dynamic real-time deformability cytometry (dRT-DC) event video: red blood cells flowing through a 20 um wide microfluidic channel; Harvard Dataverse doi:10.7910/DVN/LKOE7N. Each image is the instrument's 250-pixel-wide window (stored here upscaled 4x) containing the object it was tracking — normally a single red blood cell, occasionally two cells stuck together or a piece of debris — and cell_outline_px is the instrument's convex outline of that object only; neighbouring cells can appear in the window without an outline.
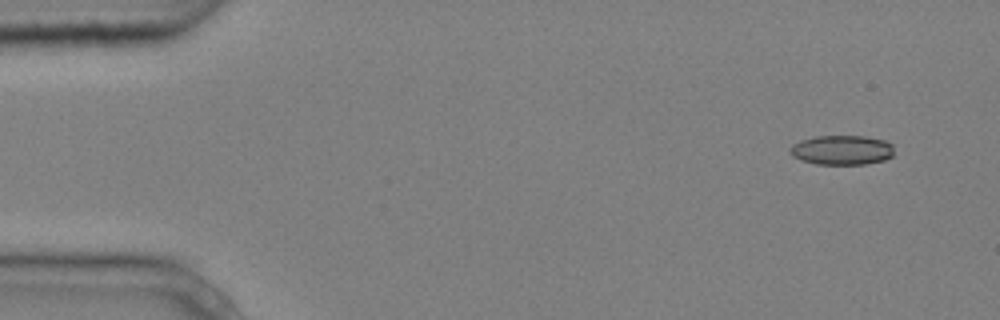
{"species": "common noctule bat (a hibernating species)", "species_latin": "Nyctalus noctula", "temperature_condition": "cold", "stored_images_in_passage": 5, "camera_frame_rate_fps": 3000, "um_per_image_px": 0.085, "animal": {"sex": "male", "body_mass_g": 20.4}, "frame": {"image": 1, "passage_image": 1, "time_ms": 0.0, "image_size_px": [1000, 320], "cell_outline_px": [[892, 156], [884, 160], [864, 164], [816, 164], [800, 160], [792, 156], [788, 152], [792, 144], [800, 140], [816, 136], [864, 136], [884, 140], [892, 144]], "centroid_in_image_um": [71.51, 12.75], "position_along_channel_um": 13.5, "area_um2": 17.98}}
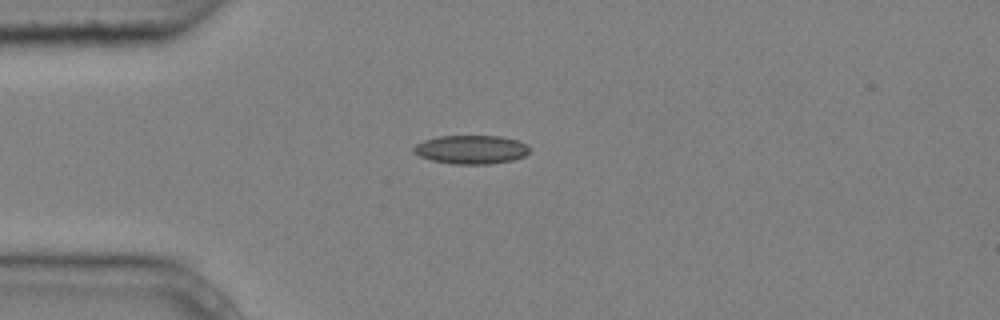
{"frame": {"image": 2, "passage_image": 4, "time_ms": 1.0, "image_size_px": [1000, 320], "cell_outline_px": [[532, 148], [524, 156], [512, 160], [488, 164], [452, 164], [432, 160], [420, 156], [412, 152], [412, 148], [416, 144], [424, 140], [440, 136], [500, 136], [516, 140], [528, 144]], "centroid_in_image_um": [40.05, 12.71], "position_along_channel_um": 44.9, "area_um2": 19.42}}
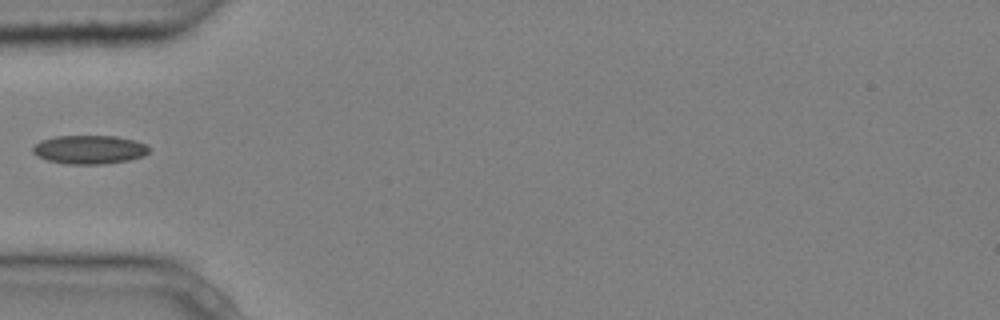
{"frame": {"image": 3, "passage_image": 5, "time_ms": 1.333, "image_size_px": [1000, 320], "cell_outline_px": [[148, 152], [144, 156], [128, 160], [100, 164], [68, 164], [48, 160], [36, 156], [32, 152], [32, 148], [40, 140], [56, 136], [116, 136], [136, 140], [148, 144]], "centroid_in_image_um": [7.6, 12.7], "position_along_channel_um": 77.4, "area_um2": 19.48}}